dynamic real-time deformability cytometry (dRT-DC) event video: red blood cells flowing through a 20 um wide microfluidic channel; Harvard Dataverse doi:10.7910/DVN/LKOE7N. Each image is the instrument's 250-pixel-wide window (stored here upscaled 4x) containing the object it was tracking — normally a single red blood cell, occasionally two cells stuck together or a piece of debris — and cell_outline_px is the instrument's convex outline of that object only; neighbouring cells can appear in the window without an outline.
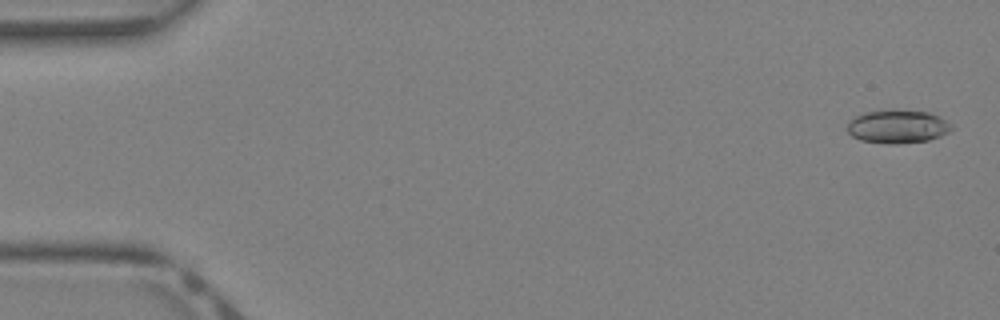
{"species": "Egyptian fruit bat (a non-hibernating species)", "species_latin": "Rousettus aegyptiacus", "temperature_condition": "warm", "stored_images_in_passage": 42, "camera_frame_rate_fps": 3000, "um_per_image_px": 0.085, "animal": {"sex": "female"}, "frame": {"image": 1, "passage_image": 2, "time_ms": 0.333, "image_size_px": [1000, 320], "cell_outline_px": [[952, 128], [948, 132], [940, 136], [928, 140], [896, 144], [892, 144], [860, 140], [852, 136], [848, 132], [848, 124], [856, 116], [864, 112], [892, 108], [928, 112], [952, 124]], "centroid_in_image_um": [76.28, 10.74], "position_along_channel_um": 8.7, "area_um2": 20.29}}
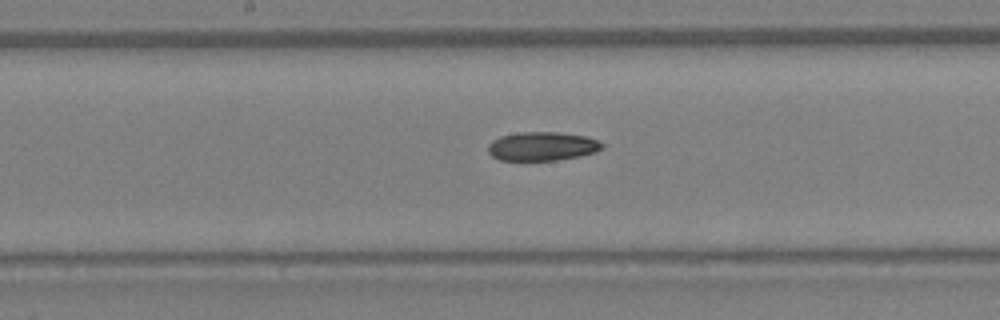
{"frame": {"image": 2, "passage_image": 22, "time_ms": 7.0, "image_size_px": [1000, 320], "cell_outline_px": [[604, 148], [596, 152], [580, 156], [556, 160], [500, 160], [492, 156], [488, 152], [488, 144], [492, 140], [500, 136], [520, 132], [556, 132], [588, 136], [604, 144]], "centroid_in_image_um": [46.1, 12.43], "position_along_channel_um": 202.1, "area_um2": 19.25}}
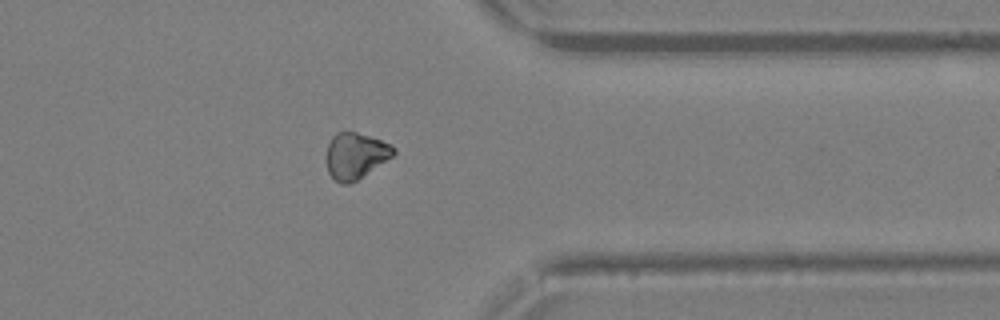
{"frame": {"image": 3, "passage_image": 33, "time_ms": 10.667, "image_size_px": [1000, 320], "cell_outline_px": [[396, 152], [392, 156], [352, 184], [340, 184], [328, 172], [324, 160], [324, 156], [328, 144], [332, 136], [336, 132], [356, 132], [380, 140], [396, 148]], "centroid_in_image_um": [30.16, 13.25], "position_along_channel_um": 381.2, "area_um2": 18.21}}